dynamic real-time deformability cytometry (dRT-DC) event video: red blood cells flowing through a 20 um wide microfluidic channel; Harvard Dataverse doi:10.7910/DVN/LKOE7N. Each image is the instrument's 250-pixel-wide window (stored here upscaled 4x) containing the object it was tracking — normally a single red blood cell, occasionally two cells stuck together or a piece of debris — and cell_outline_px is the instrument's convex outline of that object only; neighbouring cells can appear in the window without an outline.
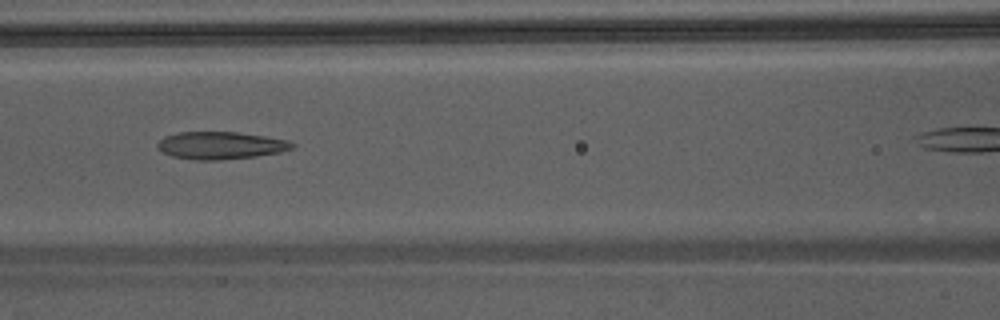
{"species": "Egyptian fruit bat (a non-hibernating species)", "species_latin": "Rousettus aegyptiacus", "temperature_condition": "warm", "stored_images_in_passage": 27, "camera_frame_rate_fps": 3000, "um_per_image_px": 0.085, "animal": {"sex": "male"}, "frame": {"image": 1, "passage_image": 8, "time_ms": 2.333, "image_size_px": [1000, 320], "cell_outline_px": [[296, 144], [292, 148], [280, 152], [256, 156], [216, 160], [196, 160], [172, 156], [156, 148], [156, 144], [164, 136], [180, 132], [236, 132], [264, 136], [288, 140]], "centroid_in_image_um": [18.74, 12.36], "position_along_channel_um": 147.9, "area_um2": 21.44}}